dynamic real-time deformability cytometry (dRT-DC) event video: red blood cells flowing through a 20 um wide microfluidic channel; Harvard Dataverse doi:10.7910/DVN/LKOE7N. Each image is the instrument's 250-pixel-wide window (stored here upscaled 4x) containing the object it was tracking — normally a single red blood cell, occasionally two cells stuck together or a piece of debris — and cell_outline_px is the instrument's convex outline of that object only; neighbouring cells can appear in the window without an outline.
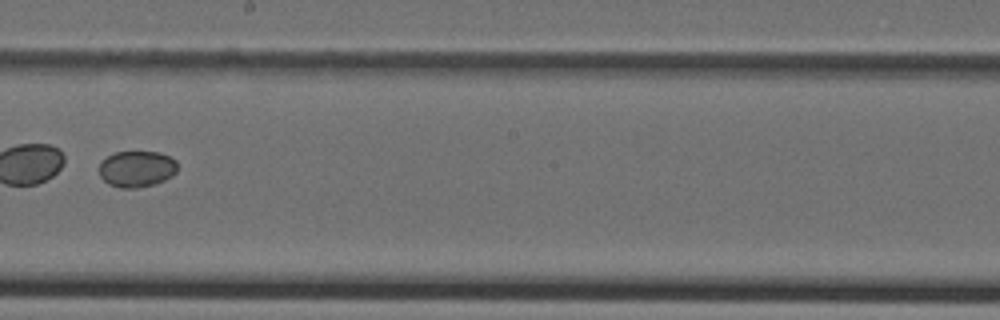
{"species": "Egyptian fruit bat (a non-hibernating species)", "species_latin": "Rousettus aegyptiacus", "temperature_condition": "cold", "stored_images_in_passage": 42, "camera_frame_rate_fps": 3000, "um_per_image_px": 0.085, "animal": {"sex": "female"}, "frame": {"image": 1, "passage_image": 24, "time_ms": 7.667, "image_size_px": [1000, 320], "cell_outline_px": [[176, 172], [172, 176], [156, 184], [136, 188], [120, 188], [108, 184], [100, 176], [100, 160], [116, 152], [160, 152], [176, 160]], "centroid_in_image_um": [11.61, 14.36], "position_along_channel_um": 236.6, "area_um2": 16.59}}